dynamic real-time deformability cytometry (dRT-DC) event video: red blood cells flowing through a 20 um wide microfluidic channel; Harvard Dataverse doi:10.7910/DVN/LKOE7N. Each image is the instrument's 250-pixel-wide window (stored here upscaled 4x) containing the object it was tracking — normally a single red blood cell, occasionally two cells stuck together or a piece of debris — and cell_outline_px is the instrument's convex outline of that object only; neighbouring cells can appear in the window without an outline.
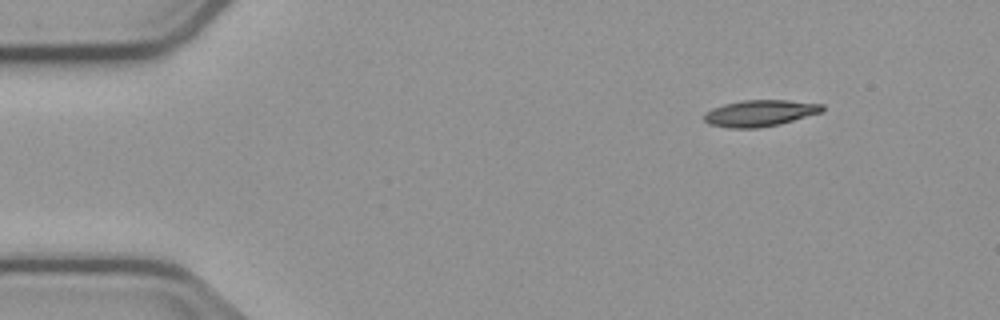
{"species": "common noctule bat (a hibernating species)", "species_latin": "Nyctalus noctula", "temperature_condition": "cold", "stored_images_in_passage": 3, "camera_frame_rate_fps": 3000, "um_per_image_px": 0.085, "animal": {"sex": "male", "body_mass_g": 23.1, "forearm_length_mm": 52.7}, "frame": {"image": 1, "passage_image": 1, "time_ms": 0.0, "image_size_px": [1000, 320], "cell_outline_px": [[824, 108], [820, 112], [780, 124], [760, 128], [728, 128], [708, 124], [704, 120], [704, 112], [712, 108], [724, 104], [744, 100], [788, 100], [824, 104]], "centroid_in_image_um": [64.55, 9.62], "position_along_channel_um": 20.4, "area_um2": 18.21}}